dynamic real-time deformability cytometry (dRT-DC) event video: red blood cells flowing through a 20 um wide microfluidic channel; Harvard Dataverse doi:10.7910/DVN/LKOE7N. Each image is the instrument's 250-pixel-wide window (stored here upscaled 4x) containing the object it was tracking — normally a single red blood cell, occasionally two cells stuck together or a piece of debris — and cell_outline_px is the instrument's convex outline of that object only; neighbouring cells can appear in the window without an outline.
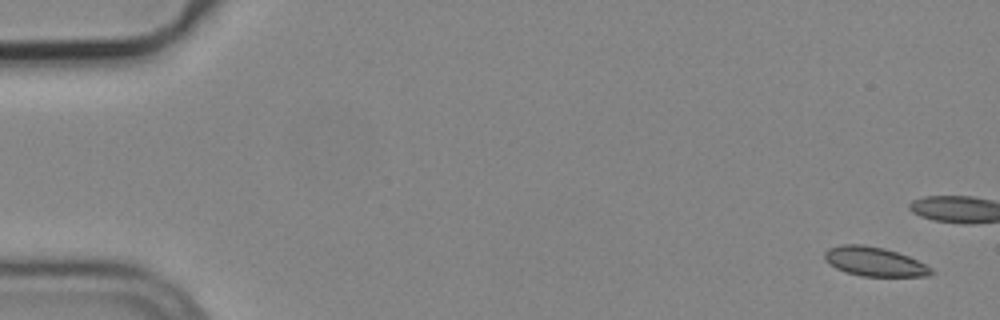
{"species": "common noctule bat (a hibernating species)", "species_latin": "Nyctalus noctula", "temperature_condition": "cold", "stored_images_in_passage": 5, "camera_frame_rate_fps": 3000, "um_per_image_px": 0.085, "animal": {"sex": "male", "body_mass_g": 19.2, "forearm_length_mm": 51.8}, "frame": {"image": 1, "passage_image": 1, "time_ms": 0.0, "image_size_px": [1000, 320], "cell_outline_px": [[936, 272], [928, 276], [860, 276], [844, 272], [836, 268], [824, 260], [824, 252], [828, 248], [844, 244], [864, 244], [884, 248], [908, 256], [932, 268]], "centroid_in_image_um": [74.31, 22.24], "position_along_channel_um": 10.7, "area_um2": 18.21}}
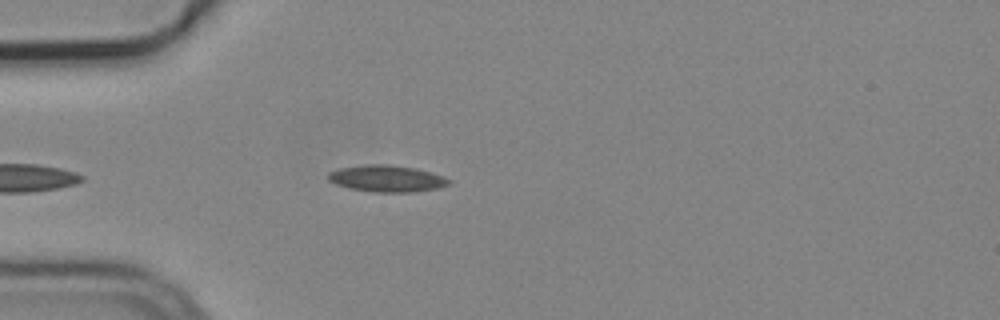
{"frame": {"image": 2, "passage_image": 5, "time_ms": 1.333, "image_size_px": [1000, 320], "cell_outline_px": [[452, 184], [440, 188], [412, 192], [372, 192], [348, 188], [336, 184], [328, 180], [328, 172], [340, 168], [368, 164], [388, 164], [416, 168], [444, 176], [452, 180]], "centroid_in_image_um": [32.92, 15.18], "position_along_channel_um": 52.1, "area_um2": 18.96}}